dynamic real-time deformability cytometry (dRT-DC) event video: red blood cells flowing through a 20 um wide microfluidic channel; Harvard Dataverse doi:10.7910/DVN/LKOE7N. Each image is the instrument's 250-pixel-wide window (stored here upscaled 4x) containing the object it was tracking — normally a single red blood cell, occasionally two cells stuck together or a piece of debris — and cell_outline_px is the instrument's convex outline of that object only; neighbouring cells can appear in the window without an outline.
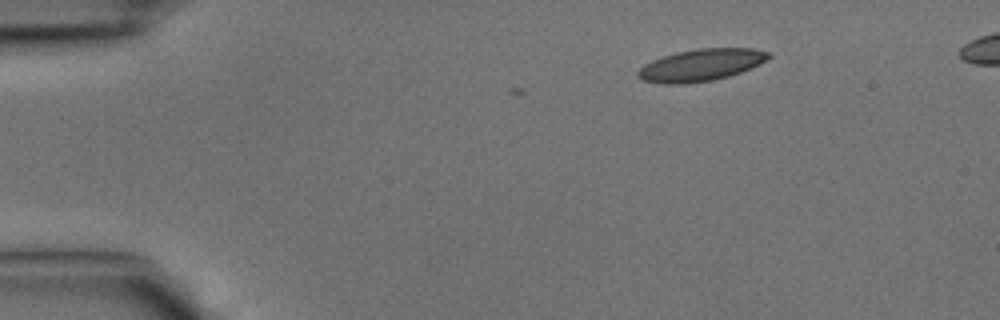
{"species": "common noctule bat (a hibernating species)", "species_latin": "Nyctalus noctula", "temperature_condition": "cold", "stored_images_in_passage": 4, "camera_frame_rate_fps": 3000, "um_per_image_px": 0.085, "animal": {"sex": "male", "body_mass_g": 15.6}, "frame": {"image": 1, "passage_image": 1, "time_ms": 0.0, "image_size_px": [1000, 320], "cell_outline_px": [[772, 56], [760, 64], [752, 68], [728, 76], [712, 80], [684, 84], [660, 84], [640, 80], [636, 76], [636, 72], [644, 64], [652, 60], [676, 52], [696, 48], [752, 48], [772, 52]], "centroid_in_image_um": [59.57, 5.53], "position_along_channel_um": 25.4, "area_um2": 24.68}}